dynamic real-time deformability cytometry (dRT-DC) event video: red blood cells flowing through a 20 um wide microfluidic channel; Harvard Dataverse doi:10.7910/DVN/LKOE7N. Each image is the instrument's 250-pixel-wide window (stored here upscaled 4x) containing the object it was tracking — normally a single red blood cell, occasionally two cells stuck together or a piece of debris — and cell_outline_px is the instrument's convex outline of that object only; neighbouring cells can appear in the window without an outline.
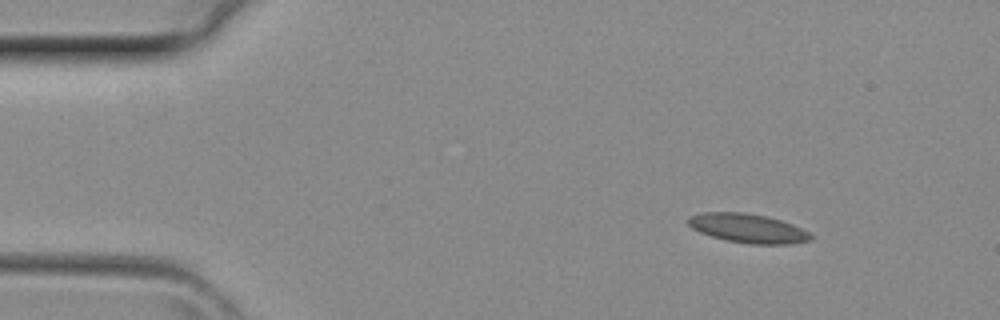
{"species": "common noctule bat (a hibernating species)", "species_latin": "Nyctalus noctula", "temperature_condition": "room temperature", "stored_images_in_passage": 4, "camera_frame_rate_fps": 3000, "um_per_image_px": 0.085, "animal": {"sex": "female", "body_mass_g": 29.2, "forearm_length_mm": 56.3}, "frame": {"image": 1, "passage_image": 1, "time_ms": 0.0, "image_size_px": [1000, 320], "cell_outline_px": [[812, 240], [792, 244], [748, 244], [724, 240], [700, 232], [692, 228], [688, 224], [688, 216], [704, 212], [744, 212], [768, 216], [792, 224], [808, 232], [812, 236]], "centroid_in_image_um": [63.56, 19.4], "position_along_channel_um": 21.4, "area_um2": 20.87}}
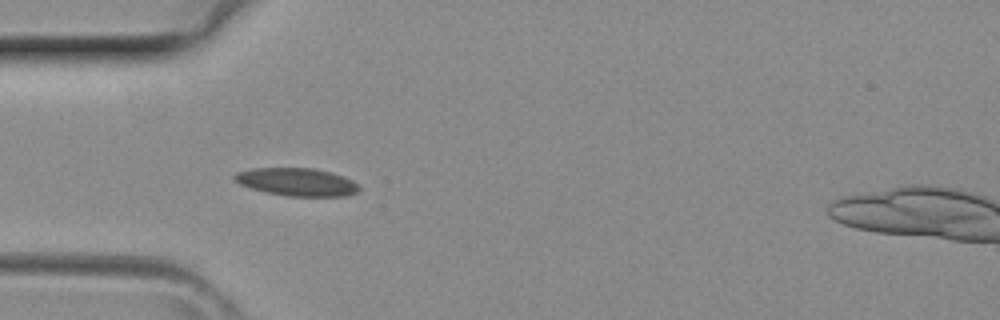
{"frame": {"image": 2, "passage_image": 3, "time_ms": 0.667, "image_size_px": [1000, 320], "cell_outline_px": [[360, 188], [356, 192], [348, 196], [288, 196], [264, 192], [240, 184], [232, 176], [236, 172], [252, 168], [312, 168], [344, 176], [360, 184]], "centroid_in_image_um": [25.25, 15.47], "position_along_channel_um": 59.8, "area_um2": 20.23}}
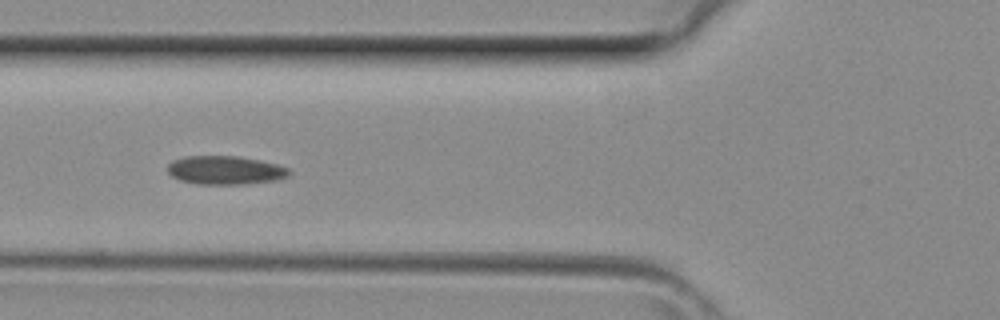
{"frame": {"image": 3, "passage_image": 4, "time_ms": 1.0, "image_size_px": [1000, 320], "cell_outline_px": [[292, 176], [276, 180], [244, 184], [196, 184], [180, 180], [172, 176], [168, 172], [168, 164], [172, 160], [184, 156], [240, 156], [260, 160], [276, 164], [288, 168], [292, 172]], "centroid_in_image_um": [19.17, 14.46], "position_along_channel_um": 106.6, "area_um2": 20.46}}